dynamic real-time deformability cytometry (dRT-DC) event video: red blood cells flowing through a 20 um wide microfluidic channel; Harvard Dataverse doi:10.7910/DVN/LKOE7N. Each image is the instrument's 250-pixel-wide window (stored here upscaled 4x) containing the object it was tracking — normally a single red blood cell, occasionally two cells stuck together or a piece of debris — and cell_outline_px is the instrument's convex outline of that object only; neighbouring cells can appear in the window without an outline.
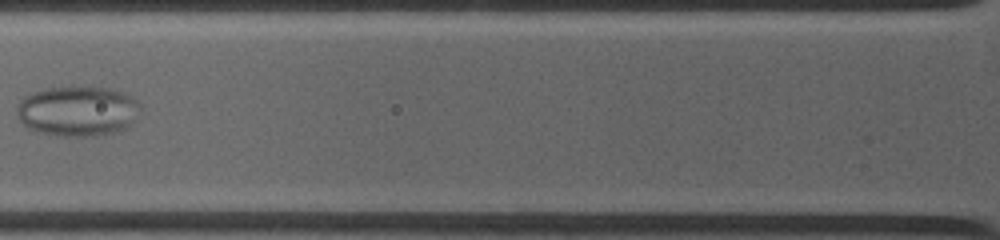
{"species": "common noctule bat (a hibernating species)", "species_latin": "Nyctalus noctula", "temperature_condition": "warm", "stored_images_in_passage": 31, "camera_frame_rate_fps": 4500, "um_per_image_px": 0.085, "animal": {"sex": "female", "body_mass_g": 19.0, "forearm_length_mm": 53.3}, "frame": {"image": 1, "passage_image": 6, "time_ms": 3.556, "image_size_px": [1000, 240], "cell_outline_px": [[140, 108], [128, 128], [120, 132], [96, 136], [64, 136], [40, 132], [28, 128], [16, 116], [16, 104], [24, 96], [32, 92], [48, 88], [108, 88], [124, 92]], "centroid_in_image_um": [6.55, 9.47], "position_along_channel_um": 119.3, "area_um2": 35.78}}